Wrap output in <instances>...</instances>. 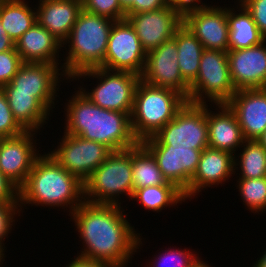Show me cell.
I'll list each match as a JSON object with an SVG mask.
<instances>
[{"label": "cell", "mask_w": 266, "mask_h": 267, "mask_svg": "<svg viewBox=\"0 0 266 267\" xmlns=\"http://www.w3.org/2000/svg\"><path fill=\"white\" fill-rule=\"evenodd\" d=\"M124 207L114 204H96L84 201L69 216L83 248L77 256L110 263L116 267L131 264L142 246V234L136 233L124 213Z\"/></svg>", "instance_id": "1"}, {"label": "cell", "mask_w": 266, "mask_h": 267, "mask_svg": "<svg viewBox=\"0 0 266 267\" xmlns=\"http://www.w3.org/2000/svg\"><path fill=\"white\" fill-rule=\"evenodd\" d=\"M65 103L64 132L101 143L112 151L136 146L139 141L131 128L127 113L103 109L95 105L79 89Z\"/></svg>", "instance_id": "2"}, {"label": "cell", "mask_w": 266, "mask_h": 267, "mask_svg": "<svg viewBox=\"0 0 266 267\" xmlns=\"http://www.w3.org/2000/svg\"><path fill=\"white\" fill-rule=\"evenodd\" d=\"M21 207H68L69 215L84 200V184L65 170L49 153L41 154L34 162L25 184L18 190Z\"/></svg>", "instance_id": "3"}, {"label": "cell", "mask_w": 266, "mask_h": 267, "mask_svg": "<svg viewBox=\"0 0 266 267\" xmlns=\"http://www.w3.org/2000/svg\"><path fill=\"white\" fill-rule=\"evenodd\" d=\"M114 22L111 18L81 10L68 38L62 43L65 50L68 48L63 57V72L69 80L80 71L103 64Z\"/></svg>", "instance_id": "4"}, {"label": "cell", "mask_w": 266, "mask_h": 267, "mask_svg": "<svg viewBox=\"0 0 266 267\" xmlns=\"http://www.w3.org/2000/svg\"><path fill=\"white\" fill-rule=\"evenodd\" d=\"M187 100L178 92L150 85L140 80L134 95L131 128L135 138L143 140L154 136Z\"/></svg>", "instance_id": "5"}, {"label": "cell", "mask_w": 266, "mask_h": 267, "mask_svg": "<svg viewBox=\"0 0 266 267\" xmlns=\"http://www.w3.org/2000/svg\"><path fill=\"white\" fill-rule=\"evenodd\" d=\"M132 173V148L113 151L83 182L84 200L121 206L120 194L129 200L133 196Z\"/></svg>", "instance_id": "6"}, {"label": "cell", "mask_w": 266, "mask_h": 267, "mask_svg": "<svg viewBox=\"0 0 266 267\" xmlns=\"http://www.w3.org/2000/svg\"><path fill=\"white\" fill-rule=\"evenodd\" d=\"M81 78L83 80L84 78L97 79L96 82L98 83L94 85L92 90L87 91L82 86L78 88L95 105L103 109L127 113L131 116L135 90L140 76L131 72L95 67L76 73L69 81H79Z\"/></svg>", "instance_id": "7"}, {"label": "cell", "mask_w": 266, "mask_h": 267, "mask_svg": "<svg viewBox=\"0 0 266 267\" xmlns=\"http://www.w3.org/2000/svg\"><path fill=\"white\" fill-rule=\"evenodd\" d=\"M236 92L229 71L227 52L204 49L196 79L189 85L188 102L226 104ZM207 98V99H206Z\"/></svg>", "instance_id": "8"}, {"label": "cell", "mask_w": 266, "mask_h": 267, "mask_svg": "<svg viewBox=\"0 0 266 267\" xmlns=\"http://www.w3.org/2000/svg\"><path fill=\"white\" fill-rule=\"evenodd\" d=\"M141 143L206 149L208 147L207 104L186 102L171 121L154 136Z\"/></svg>", "instance_id": "9"}, {"label": "cell", "mask_w": 266, "mask_h": 267, "mask_svg": "<svg viewBox=\"0 0 266 267\" xmlns=\"http://www.w3.org/2000/svg\"><path fill=\"white\" fill-rule=\"evenodd\" d=\"M58 146L48 153L69 173L84 182L113 152L107 146L62 133Z\"/></svg>", "instance_id": "10"}, {"label": "cell", "mask_w": 266, "mask_h": 267, "mask_svg": "<svg viewBox=\"0 0 266 267\" xmlns=\"http://www.w3.org/2000/svg\"><path fill=\"white\" fill-rule=\"evenodd\" d=\"M64 79L69 82L62 66L24 62L9 84L14 88V93L32 94L52 113L54 111L52 109L55 108L54 105L58 102L55 98L58 97L56 94L59 91V83Z\"/></svg>", "instance_id": "11"}, {"label": "cell", "mask_w": 266, "mask_h": 267, "mask_svg": "<svg viewBox=\"0 0 266 267\" xmlns=\"http://www.w3.org/2000/svg\"><path fill=\"white\" fill-rule=\"evenodd\" d=\"M146 55L129 21L127 19L115 21L109 33L105 59L100 67L141 76Z\"/></svg>", "instance_id": "12"}, {"label": "cell", "mask_w": 266, "mask_h": 267, "mask_svg": "<svg viewBox=\"0 0 266 267\" xmlns=\"http://www.w3.org/2000/svg\"><path fill=\"white\" fill-rule=\"evenodd\" d=\"M177 61L178 51L172 38L147 53L140 80L156 87L174 90L188 102L189 84L182 78Z\"/></svg>", "instance_id": "13"}, {"label": "cell", "mask_w": 266, "mask_h": 267, "mask_svg": "<svg viewBox=\"0 0 266 267\" xmlns=\"http://www.w3.org/2000/svg\"><path fill=\"white\" fill-rule=\"evenodd\" d=\"M37 132L3 138L0 144V172L19 190L26 182L35 160L42 154L37 149Z\"/></svg>", "instance_id": "14"}, {"label": "cell", "mask_w": 266, "mask_h": 267, "mask_svg": "<svg viewBox=\"0 0 266 267\" xmlns=\"http://www.w3.org/2000/svg\"><path fill=\"white\" fill-rule=\"evenodd\" d=\"M126 19L134 27L146 54L174 38L184 24V19L170 5L155 11L131 14Z\"/></svg>", "instance_id": "15"}, {"label": "cell", "mask_w": 266, "mask_h": 267, "mask_svg": "<svg viewBox=\"0 0 266 267\" xmlns=\"http://www.w3.org/2000/svg\"><path fill=\"white\" fill-rule=\"evenodd\" d=\"M155 157L168 182L180 189L188 199V186L194 176L203 149L173 147L172 145H144Z\"/></svg>", "instance_id": "16"}, {"label": "cell", "mask_w": 266, "mask_h": 267, "mask_svg": "<svg viewBox=\"0 0 266 267\" xmlns=\"http://www.w3.org/2000/svg\"><path fill=\"white\" fill-rule=\"evenodd\" d=\"M227 55L236 91L266 88V39L250 48L229 50Z\"/></svg>", "instance_id": "17"}, {"label": "cell", "mask_w": 266, "mask_h": 267, "mask_svg": "<svg viewBox=\"0 0 266 267\" xmlns=\"http://www.w3.org/2000/svg\"><path fill=\"white\" fill-rule=\"evenodd\" d=\"M224 7L208 4L184 18V25L201 42L204 49L229 51V24L227 7Z\"/></svg>", "instance_id": "18"}, {"label": "cell", "mask_w": 266, "mask_h": 267, "mask_svg": "<svg viewBox=\"0 0 266 267\" xmlns=\"http://www.w3.org/2000/svg\"><path fill=\"white\" fill-rule=\"evenodd\" d=\"M235 113L245 140H255L266 128V88L237 90L226 103Z\"/></svg>", "instance_id": "19"}, {"label": "cell", "mask_w": 266, "mask_h": 267, "mask_svg": "<svg viewBox=\"0 0 266 267\" xmlns=\"http://www.w3.org/2000/svg\"><path fill=\"white\" fill-rule=\"evenodd\" d=\"M234 175V155L228 151L207 147L202 150L200 161L188 186V200L214 185H224ZM223 183V184H222Z\"/></svg>", "instance_id": "20"}, {"label": "cell", "mask_w": 266, "mask_h": 267, "mask_svg": "<svg viewBox=\"0 0 266 267\" xmlns=\"http://www.w3.org/2000/svg\"><path fill=\"white\" fill-rule=\"evenodd\" d=\"M208 107V147L236 155L245 139L235 113L227 104H214L216 112Z\"/></svg>", "instance_id": "21"}, {"label": "cell", "mask_w": 266, "mask_h": 267, "mask_svg": "<svg viewBox=\"0 0 266 267\" xmlns=\"http://www.w3.org/2000/svg\"><path fill=\"white\" fill-rule=\"evenodd\" d=\"M36 21L63 43L69 36L79 13L82 0H39Z\"/></svg>", "instance_id": "22"}, {"label": "cell", "mask_w": 266, "mask_h": 267, "mask_svg": "<svg viewBox=\"0 0 266 267\" xmlns=\"http://www.w3.org/2000/svg\"><path fill=\"white\" fill-rule=\"evenodd\" d=\"M15 49L23 62L57 64L63 69L62 43L37 22L16 41Z\"/></svg>", "instance_id": "23"}, {"label": "cell", "mask_w": 266, "mask_h": 267, "mask_svg": "<svg viewBox=\"0 0 266 267\" xmlns=\"http://www.w3.org/2000/svg\"><path fill=\"white\" fill-rule=\"evenodd\" d=\"M2 90L15 120L25 131L38 133L40 128L44 129L52 114L32 94L14 93L9 83Z\"/></svg>", "instance_id": "24"}, {"label": "cell", "mask_w": 266, "mask_h": 267, "mask_svg": "<svg viewBox=\"0 0 266 267\" xmlns=\"http://www.w3.org/2000/svg\"><path fill=\"white\" fill-rule=\"evenodd\" d=\"M238 4L235 7L236 9L231 8V6L227 7L229 50L250 48L265 40L253 21L251 14L240 2Z\"/></svg>", "instance_id": "25"}, {"label": "cell", "mask_w": 266, "mask_h": 267, "mask_svg": "<svg viewBox=\"0 0 266 267\" xmlns=\"http://www.w3.org/2000/svg\"><path fill=\"white\" fill-rule=\"evenodd\" d=\"M25 0H0V21L10 39L16 41L36 21V7Z\"/></svg>", "instance_id": "26"}, {"label": "cell", "mask_w": 266, "mask_h": 267, "mask_svg": "<svg viewBox=\"0 0 266 267\" xmlns=\"http://www.w3.org/2000/svg\"><path fill=\"white\" fill-rule=\"evenodd\" d=\"M178 51V64L182 78L190 85L197 77L204 50L201 42L183 24L173 38Z\"/></svg>", "instance_id": "27"}, {"label": "cell", "mask_w": 266, "mask_h": 267, "mask_svg": "<svg viewBox=\"0 0 266 267\" xmlns=\"http://www.w3.org/2000/svg\"><path fill=\"white\" fill-rule=\"evenodd\" d=\"M132 171L134 191L148 186L173 184L167 181L155 157L141 142L132 147Z\"/></svg>", "instance_id": "28"}, {"label": "cell", "mask_w": 266, "mask_h": 267, "mask_svg": "<svg viewBox=\"0 0 266 267\" xmlns=\"http://www.w3.org/2000/svg\"><path fill=\"white\" fill-rule=\"evenodd\" d=\"M138 201L144 207V210H152L153 212H161L166 207L182 204L186 199L183 192L174 184H163L156 186H148L136 189L131 198Z\"/></svg>", "instance_id": "29"}, {"label": "cell", "mask_w": 266, "mask_h": 267, "mask_svg": "<svg viewBox=\"0 0 266 267\" xmlns=\"http://www.w3.org/2000/svg\"><path fill=\"white\" fill-rule=\"evenodd\" d=\"M241 148L239 155H234V175L240 170L238 178L266 177V149L256 140H245Z\"/></svg>", "instance_id": "30"}, {"label": "cell", "mask_w": 266, "mask_h": 267, "mask_svg": "<svg viewBox=\"0 0 266 267\" xmlns=\"http://www.w3.org/2000/svg\"><path fill=\"white\" fill-rule=\"evenodd\" d=\"M236 183L240 198L245 207L247 206V210L254 214L264 213L266 211V177L239 178Z\"/></svg>", "instance_id": "31"}, {"label": "cell", "mask_w": 266, "mask_h": 267, "mask_svg": "<svg viewBox=\"0 0 266 267\" xmlns=\"http://www.w3.org/2000/svg\"><path fill=\"white\" fill-rule=\"evenodd\" d=\"M189 250V251H188ZM182 248H168L154 255L148 267H191L199 258L196 251ZM194 252V253H193ZM197 255V256H196Z\"/></svg>", "instance_id": "32"}, {"label": "cell", "mask_w": 266, "mask_h": 267, "mask_svg": "<svg viewBox=\"0 0 266 267\" xmlns=\"http://www.w3.org/2000/svg\"><path fill=\"white\" fill-rule=\"evenodd\" d=\"M82 7L87 12L115 21L126 19V13L121 9L119 0H82Z\"/></svg>", "instance_id": "33"}, {"label": "cell", "mask_w": 266, "mask_h": 267, "mask_svg": "<svg viewBox=\"0 0 266 267\" xmlns=\"http://www.w3.org/2000/svg\"><path fill=\"white\" fill-rule=\"evenodd\" d=\"M24 132L25 130L15 120L5 93L0 88V137H15Z\"/></svg>", "instance_id": "34"}, {"label": "cell", "mask_w": 266, "mask_h": 267, "mask_svg": "<svg viewBox=\"0 0 266 267\" xmlns=\"http://www.w3.org/2000/svg\"><path fill=\"white\" fill-rule=\"evenodd\" d=\"M23 63L15 47L0 53V88L10 83Z\"/></svg>", "instance_id": "35"}, {"label": "cell", "mask_w": 266, "mask_h": 267, "mask_svg": "<svg viewBox=\"0 0 266 267\" xmlns=\"http://www.w3.org/2000/svg\"><path fill=\"white\" fill-rule=\"evenodd\" d=\"M20 213L19 202H0V245L5 247L4 241L7 239L5 237L11 233L12 226L16 223L15 217L20 216Z\"/></svg>", "instance_id": "36"}, {"label": "cell", "mask_w": 266, "mask_h": 267, "mask_svg": "<svg viewBox=\"0 0 266 267\" xmlns=\"http://www.w3.org/2000/svg\"><path fill=\"white\" fill-rule=\"evenodd\" d=\"M251 14L262 36L266 39V0H237Z\"/></svg>", "instance_id": "37"}, {"label": "cell", "mask_w": 266, "mask_h": 267, "mask_svg": "<svg viewBox=\"0 0 266 267\" xmlns=\"http://www.w3.org/2000/svg\"><path fill=\"white\" fill-rule=\"evenodd\" d=\"M171 7L184 19L188 14L199 11L207 6L201 0H173Z\"/></svg>", "instance_id": "38"}, {"label": "cell", "mask_w": 266, "mask_h": 267, "mask_svg": "<svg viewBox=\"0 0 266 267\" xmlns=\"http://www.w3.org/2000/svg\"><path fill=\"white\" fill-rule=\"evenodd\" d=\"M0 202H19L18 189L1 172Z\"/></svg>", "instance_id": "39"}, {"label": "cell", "mask_w": 266, "mask_h": 267, "mask_svg": "<svg viewBox=\"0 0 266 267\" xmlns=\"http://www.w3.org/2000/svg\"><path fill=\"white\" fill-rule=\"evenodd\" d=\"M168 6L165 0H134L133 14L155 11Z\"/></svg>", "instance_id": "40"}, {"label": "cell", "mask_w": 266, "mask_h": 267, "mask_svg": "<svg viewBox=\"0 0 266 267\" xmlns=\"http://www.w3.org/2000/svg\"><path fill=\"white\" fill-rule=\"evenodd\" d=\"M66 267H116L110 263L88 260L79 256L74 257V259Z\"/></svg>", "instance_id": "41"}, {"label": "cell", "mask_w": 266, "mask_h": 267, "mask_svg": "<svg viewBox=\"0 0 266 267\" xmlns=\"http://www.w3.org/2000/svg\"><path fill=\"white\" fill-rule=\"evenodd\" d=\"M15 47L0 21V53L12 50Z\"/></svg>", "instance_id": "42"}, {"label": "cell", "mask_w": 266, "mask_h": 267, "mask_svg": "<svg viewBox=\"0 0 266 267\" xmlns=\"http://www.w3.org/2000/svg\"><path fill=\"white\" fill-rule=\"evenodd\" d=\"M133 1L134 0H119L121 9L126 13V18L133 14Z\"/></svg>", "instance_id": "43"}, {"label": "cell", "mask_w": 266, "mask_h": 267, "mask_svg": "<svg viewBox=\"0 0 266 267\" xmlns=\"http://www.w3.org/2000/svg\"><path fill=\"white\" fill-rule=\"evenodd\" d=\"M262 254L263 255L259 258V260L256 261V263H254L252 267H266V248Z\"/></svg>", "instance_id": "44"}, {"label": "cell", "mask_w": 266, "mask_h": 267, "mask_svg": "<svg viewBox=\"0 0 266 267\" xmlns=\"http://www.w3.org/2000/svg\"><path fill=\"white\" fill-rule=\"evenodd\" d=\"M255 140L266 149V128Z\"/></svg>", "instance_id": "45"}, {"label": "cell", "mask_w": 266, "mask_h": 267, "mask_svg": "<svg viewBox=\"0 0 266 267\" xmlns=\"http://www.w3.org/2000/svg\"><path fill=\"white\" fill-rule=\"evenodd\" d=\"M208 261H203L201 258H198V260L191 266V267H213L207 263Z\"/></svg>", "instance_id": "46"}, {"label": "cell", "mask_w": 266, "mask_h": 267, "mask_svg": "<svg viewBox=\"0 0 266 267\" xmlns=\"http://www.w3.org/2000/svg\"><path fill=\"white\" fill-rule=\"evenodd\" d=\"M5 248L3 245H0V267L3 265V262L5 261Z\"/></svg>", "instance_id": "47"}, {"label": "cell", "mask_w": 266, "mask_h": 267, "mask_svg": "<svg viewBox=\"0 0 266 267\" xmlns=\"http://www.w3.org/2000/svg\"><path fill=\"white\" fill-rule=\"evenodd\" d=\"M167 4L169 5L173 0H165Z\"/></svg>", "instance_id": "48"}]
</instances>
